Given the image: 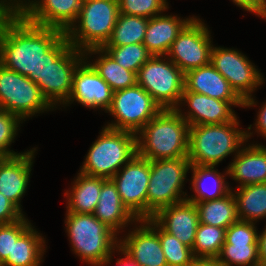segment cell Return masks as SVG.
<instances>
[{
	"label": "cell",
	"mask_w": 266,
	"mask_h": 266,
	"mask_svg": "<svg viewBox=\"0 0 266 266\" xmlns=\"http://www.w3.org/2000/svg\"><path fill=\"white\" fill-rule=\"evenodd\" d=\"M258 248H259V258L260 265L266 266V228L263 233L258 236Z\"/></svg>",
	"instance_id": "43"
},
{
	"label": "cell",
	"mask_w": 266,
	"mask_h": 266,
	"mask_svg": "<svg viewBox=\"0 0 266 266\" xmlns=\"http://www.w3.org/2000/svg\"><path fill=\"white\" fill-rule=\"evenodd\" d=\"M225 235V228L199 223L192 248L193 256L217 258L225 243Z\"/></svg>",
	"instance_id": "34"
},
{
	"label": "cell",
	"mask_w": 266,
	"mask_h": 266,
	"mask_svg": "<svg viewBox=\"0 0 266 266\" xmlns=\"http://www.w3.org/2000/svg\"><path fill=\"white\" fill-rule=\"evenodd\" d=\"M84 53H102L95 63L90 65L101 76V78L111 87L112 91H119L137 84V74L120 66L102 48H91ZM104 53V55H103Z\"/></svg>",
	"instance_id": "29"
},
{
	"label": "cell",
	"mask_w": 266,
	"mask_h": 266,
	"mask_svg": "<svg viewBox=\"0 0 266 266\" xmlns=\"http://www.w3.org/2000/svg\"><path fill=\"white\" fill-rule=\"evenodd\" d=\"M118 250L122 251L123 254H125V258L117 259V264H122L123 266H139V264L131 258L128 254H126L119 246ZM124 259V260H123Z\"/></svg>",
	"instance_id": "45"
},
{
	"label": "cell",
	"mask_w": 266,
	"mask_h": 266,
	"mask_svg": "<svg viewBox=\"0 0 266 266\" xmlns=\"http://www.w3.org/2000/svg\"><path fill=\"white\" fill-rule=\"evenodd\" d=\"M34 150L13 157H0V192L19 210L30 178Z\"/></svg>",
	"instance_id": "20"
},
{
	"label": "cell",
	"mask_w": 266,
	"mask_h": 266,
	"mask_svg": "<svg viewBox=\"0 0 266 266\" xmlns=\"http://www.w3.org/2000/svg\"><path fill=\"white\" fill-rule=\"evenodd\" d=\"M137 134L105 127L92 144L80 173L111 179L137 155Z\"/></svg>",
	"instance_id": "5"
},
{
	"label": "cell",
	"mask_w": 266,
	"mask_h": 266,
	"mask_svg": "<svg viewBox=\"0 0 266 266\" xmlns=\"http://www.w3.org/2000/svg\"><path fill=\"white\" fill-rule=\"evenodd\" d=\"M190 169L193 171L192 186L197 196H194L193 198L187 197V201L191 203H197L216 200L223 198L231 192L229 185L227 186V182L224 180V175H220V173H218L217 170L214 169V166L191 165ZM209 178L213 180L214 185L212 184L213 187H211L214 188L213 190L205 186L207 185L205 182Z\"/></svg>",
	"instance_id": "30"
},
{
	"label": "cell",
	"mask_w": 266,
	"mask_h": 266,
	"mask_svg": "<svg viewBox=\"0 0 266 266\" xmlns=\"http://www.w3.org/2000/svg\"><path fill=\"white\" fill-rule=\"evenodd\" d=\"M39 233L30 226L13 243L12 253L1 266H39L44 253V243Z\"/></svg>",
	"instance_id": "28"
},
{
	"label": "cell",
	"mask_w": 266,
	"mask_h": 266,
	"mask_svg": "<svg viewBox=\"0 0 266 266\" xmlns=\"http://www.w3.org/2000/svg\"><path fill=\"white\" fill-rule=\"evenodd\" d=\"M17 11L29 22L66 33L75 25L83 0H41L19 3Z\"/></svg>",
	"instance_id": "14"
},
{
	"label": "cell",
	"mask_w": 266,
	"mask_h": 266,
	"mask_svg": "<svg viewBox=\"0 0 266 266\" xmlns=\"http://www.w3.org/2000/svg\"><path fill=\"white\" fill-rule=\"evenodd\" d=\"M158 234L167 266H188L194 259L192 249L165 232L152 218L143 220ZM154 226V227H153Z\"/></svg>",
	"instance_id": "33"
},
{
	"label": "cell",
	"mask_w": 266,
	"mask_h": 266,
	"mask_svg": "<svg viewBox=\"0 0 266 266\" xmlns=\"http://www.w3.org/2000/svg\"><path fill=\"white\" fill-rule=\"evenodd\" d=\"M140 222L145 224L131 231L118 246L139 266H167L158 234L146 222Z\"/></svg>",
	"instance_id": "21"
},
{
	"label": "cell",
	"mask_w": 266,
	"mask_h": 266,
	"mask_svg": "<svg viewBox=\"0 0 266 266\" xmlns=\"http://www.w3.org/2000/svg\"><path fill=\"white\" fill-rule=\"evenodd\" d=\"M199 223L227 229L238 219L235 194L231 191L216 200L197 202Z\"/></svg>",
	"instance_id": "27"
},
{
	"label": "cell",
	"mask_w": 266,
	"mask_h": 266,
	"mask_svg": "<svg viewBox=\"0 0 266 266\" xmlns=\"http://www.w3.org/2000/svg\"><path fill=\"white\" fill-rule=\"evenodd\" d=\"M184 91L204 94L222 101H244L211 63L184 74Z\"/></svg>",
	"instance_id": "22"
},
{
	"label": "cell",
	"mask_w": 266,
	"mask_h": 266,
	"mask_svg": "<svg viewBox=\"0 0 266 266\" xmlns=\"http://www.w3.org/2000/svg\"><path fill=\"white\" fill-rule=\"evenodd\" d=\"M217 259L224 266H261L254 222L238 220L230 225L226 229L225 243Z\"/></svg>",
	"instance_id": "15"
},
{
	"label": "cell",
	"mask_w": 266,
	"mask_h": 266,
	"mask_svg": "<svg viewBox=\"0 0 266 266\" xmlns=\"http://www.w3.org/2000/svg\"><path fill=\"white\" fill-rule=\"evenodd\" d=\"M20 121L18 116L0 109V157H13L21 154L9 151L8 148L15 139Z\"/></svg>",
	"instance_id": "38"
},
{
	"label": "cell",
	"mask_w": 266,
	"mask_h": 266,
	"mask_svg": "<svg viewBox=\"0 0 266 266\" xmlns=\"http://www.w3.org/2000/svg\"><path fill=\"white\" fill-rule=\"evenodd\" d=\"M228 166L226 173L240 181V187L249 184L266 183V148L253 145L242 148Z\"/></svg>",
	"instance_id": "23"
},
{
	"label": "cell",
	"mask_w": 266,
	"mask_h": 266,
	"mask_svg": "<svg viewBox=\"0 0 266 266\" xmlns=\"http://www.w3.org/2000/svg\"><path fill=\"white\" fill-rule=\"evenodd\" d=\"M255 124L258 132H260L262 136L266 137V103L259 111L258 120Z\"/></svg>",
	"instance_id": "44"
},
{
	"label": "cell",
	"mask_w": 266,
	"mask_h": 266,
	"mask_svg": "<svg viewBox=\"0 0 266 266\" xmlns=\"http://www.w3.org/2000/svg\"><path fill=\"white\" fill-rule=\"evenodd\" d=\"M71 44L59 29L29 22L18 11L0 29V63L28 77L45 82V71Z\"/></svg>",
	"instance_id": "1"
},
{
	"label": "cell",
	"mask_w": 266,
	"mask_h": 266,
	"mask_svg": "<svg viewBox=\"0 0 266 266\" xmlns=\"http://www.w3.org/2000/svg\"><path fill=\"white\" fill-rule=\"evenodd\" d=\"M66 227L73 251L94 266H104L118 247L116 233L93 214L67 212Z\"/></svg>",
	"instance_id": "4"
},
{
	"label": "cell",
	"mask_w": 266,
	"mask_h": 266,
	"mask_svg": "<svg viewBox=\"0 0 266 266\" xmlns=\"http://www.w3.org/2000/svg\"><path fill=\"white\" fill-rule=\"evenodd\" d=\"M210 63L244 100V107L256 105L251 92L263 83V76L246 56L236 50L212 47Z\"/></svg>",
	"instance_id": "11"
},
{
	"label": "cell",
	"mask_w": 266,
	"mask_h": 266,
	"mask_svg": "<svg viewBox=\"0 0 266 266\" xmlns=\"http://www.w3.org/2000/svg\"><path fill=\"white\" fill-rule=\"evenodd\" d=\"M200 19H193L173 41L167 55L185 74L192 69L210 64L213 45L208 28Z\"/></svg>",
	"instance_id": "12"
},
{
	"label": "cell",
	"mask_w": 266,
	"mask_h": 266,
	"mask_svg": "<svg viewBox=\"0 0 266 266\" xmlns=\"http://www.w3.org/2000/svg\"><path fill=\"white\" fill-rule=\"evenodd\" d=\"M149 18L119 13L110 39L103 47L143 43Z\"/></svg>",
	"instance_id": "32"
},
{
	"label": "cell",
	"mask_w": 266,
	"mask_h": 266,
	"mask_svg": "<svg viewBox=\"0 0 266 266\" xmlns=\"http://www.w3.org/2000/svg\"><path fill=\"white\" fill-rule=\"evenodd\" d=\"M111 179L123 204L138 219H146V197L150 180V160L136 155ZM120 172V173H119Z\"/></svg>",
	"instance_id": "13"
},
{
	"label": "cell",
	"mask_w": 266,
	"mask_h": 266,
	"mask_svg": "<svg viewBox=\"0 0 266 266\" xmlns=\"http://www.w3.org/2000/svg\"><path fill=\"white\" fill-rule=\"evenodd\" d=\"M162 108L140 85L113 92L107 112L117 118L108 128L138 132L154 118Z\"/></svg>",
	"instance_id": "10"
},
{
	"label": "cell",
	"mask_w": 266,
	"mask_h": 266,
	"mask_svg": "<svg viewBox=\"0 0 266 266\" xmlns=\"http://www.w3.org/2000/svg\"><path fill=\"white\" fill-rule=\"evenodd\" d=\"M154 55L137 73V84L143 87L162 109H176L184 91V73L169 59Z\"/></svg>",
	"instance_id": "8"
},
{
	"label": "cell",
	"mask_w": 266,
	"mask_h": 266,
	"mask_svg": "<svg viewBox=\"0 0 266 266\" xmlns=\"http://www.w3.org/2000/svg\"><path fill=\"white\" fill-rule=\"evenodd\" d=\"M105 180L102 177H92L79 173L74 182L73 190H71L72 192H66L65 194L69 195L67 212L93 214Z\"/></svg>",
	"instance_id": "26"
},
{
	"label": "cell",
	"mask_w": 266,
	"mask_h": 266,
	"mask_svg": "<svg viewBox=\"0 0 266 266\" xmlns=\"http://www.w3.org/2000/svg\"><path fill=\"white\" fill-rule=\"evenodd\" d=\"M239 7L266 18V0H233Z\"/></svg>",
	"instance_id": "40"
},
{
	"label": "cell",
	"mask_w": 266,
	"mask_h": 266,
	"mask_svg": "<svg viewBox=\"0 0 266 266\" xmlns=\"http://www.w3.org/2000/svg\"><path fill=\"white\" fill-rule=\"evenodd\" d=\"M118 15V0H83L78 28L72 26L65 35L78 50L102 48L111 37Z\"/></svg>",
	"instance_id": "6"
},
{
	"label": "cell",
	"mask_w": 266,
	"mask_h": 266,
	"mask_svg": "<svg viewBox=\"0 0 266 266\" xmlns=\"http://www.w3.org/2000/svg\"><path fill=\"white\" fill-rule=\"evenodd\" d=\"M120 66L138 73L142 65L148 61L152 54L143 43L128 44L119 47H102Z\"/></svg>",
	"instance_id": "35"
},
{
	"label": "cell",
	"mask_w": 266,
	"mask_h": 266,
	"mask_svg": "<svg viewBox=\"0 0 266 266\" xmlns=\"http://www.w3.org/2000/svg\"><path fill=\"white\" fill-rule=\"evenodd\" d=\"M152 219L169 234L175 236L189 248H193L199 225L195 203L187 200L160 209Z\"/></svg>",
	"instance_id": "19"
},
{
	"label": "cell",
	"mask_w": 266,
	"mask_h": 266,
	"mask_svg": "<svg viewBox=\"0 0 266 266\" xmlns=\"http://www.w3.org/2000/svg\"><path fill=\"white\" fill-rule=\"evenodd\" d=\"M83 54V51L70 45L53 63L49 64L45 71V82L36 83L53 106L57 102L64 104L70 97L73 74L78 65L83 62Z\"/></svg>",
	"instance_id": "16"
},
{
	"label": "cell",
	"mask_w": 266,
	"mask_h": 266,
	"mask_svg": "<svg viewBox=\"0 0 266 266\" xmlns=\"http://www.w3.org/2000/svg\"><path fill=\"white\" fill-rule=\"evenodd\" d=\"M50 107L36 83L0 63V109L23 120Z\"/></svg>",
	"instance_id": "9"
},
{
	"label": "cell",
	"mask_w": 266,
	"mask_h": 266,
	"mask_svg": "<svg viewBox=\"0 0 266 266\" xmlns=\"http://www.w3.org/2000/svg\"><path fill=\"white\" fill-rule=\"evenodd\" d=\"M235 194L239 220L253 223L266 217V183L241 186Z\"/></svg>",
	"instance_id": "31"
},
{
	"label": "cell",
	"mask_w": 266,
	"mask_h": 266,
	"mask_svg": "<svg viewBox=\"0 0 266 266\" xmlns=\"http://www.w3.org/2000/svg\"><path fill=\"white\" fill-rule=\"evenodd\" d=\"M192 19L181 20L179 17L170 15H158L150 18L143 44L152 56H163L164 54L166 56L173 41Z\"/></svg>",
	"instance_id": "24"
},
{
	"label": "cell",
	"mask_w": 266,
	"mask_h": 266,
	"mask_svg": "<svg viewBox=\"0 0 266 266\" xmlns=\"http://www.w3.org/2000/svg\"><path fill=\"white\" fill-rule=\"evenodd\" d=\"M9 4L10 2L6 4L3 0L0 1V29L17 12V4Z\"/></svg>",
	"instance_id": "41"
},
{
	"label": "cell",
	"mask_w": 266,
	"mask_h": 266,
	"mask_svg": "<svg viewBox=\"0 0 266 266\" xmlns=\"http://www.w3.org/2000/svg\"><path fill=\"white\" fill-rule=\"evenodd\" d=\"M31 226L24 216L12 223L0 224V264L11 255L13 243Z\"/></svg>",
	"instance_id": "37"
},
{
	"label": "cell",
	"mask_w": 266,
	"mask_h": 266,
	"mask_svg": "<svg viewBox=\"0 0 266 266\" xmlns=\"http://www.w3.org/2000/svg\"><path fill=\"white\" fill-rule=\"evenodd\" d=\"M237 118L223 124L189 126L188 159L194 166H215L239 151L250 133L239 130ZM238 149V150H237Z\"/></svg>",
	"instance_id": "3"
},
{
	"label": "cell",
	"mask_w": 266,
	"mask_h": 266,
	"mask_svg": "<svg viewBox=\"0 0 266 266\" xmlns=\"http://www.w3.org/2000/svg\"><path fill=\"white\" fill-rule=\"evenodd\" d=\"M9 199L0 192V224L15 222L23 217L21 212Z\"/></svg>",
	"instance_id": "39"
},
{
	"label": "cell",
	"mask_w": 266,
	"mask_h": 266,
	"mask_svg": "<svg viewBox=\"0 0 266 266\" xmlns=\"http://www.w3.org/2000/svg\"><path fill=\"white\" fill-rule=\"evenodd\" d=\"M181 101H186L191 111L188 112L189 114L187 116H184L178 107L176 110L189 126L231 122L236 118L231 106L236 105L244 107V101H222L191 91H183L180 102Z\"/></svg>",
	"instance_id": "18"
},
{
	"label": "cell",
	"mask_w": 266,
	"mask_h": 266,
	"mask_svg": "<svg viewBox=\"0 0 266 266\" xmlns=\"http://www.w3.org/2000/svg\"><path fill=\"white\" fill-rule=\"evenodd\" d=\"M112 98L111 87L90 64L83 60L74 71L72 92L65 104L75 99L83 106L93 109L102 107L107 111Z\"/></svg>",
	"instance_id": "17"
},
{
	"label": "cell",
	"mask_w": 266,
	"mask_h": 266,
	"mask_svg": "<svg viewBox=\"0 0 266 266\" xmlns=\"http://www.w3.org/2000/svg\"><path fill=\"white\" fill-rule=\"evenodd\" d=\"M119 13L152 18L167 9L166 0H118Z\"/></svg>",
	"instance_id": "36"
},
{
	"label": "cell",
	"mask_w": 266,
	"mask_h": 266,
	"mask_svg": "<svg viewBox=\"0 0 266 266\" xmlns=\"http://www.w3.org/2000/svg\"><path fill=\"white\" fill-rule=\"evenodd\" d=\"M93 215L115 233L128 222L139 221L123 204L112 179L103 182Z\"/></svg>",
	"instance_id": "25"
},
{
	"label": "cell",
	"mask_w": 266,
	"mask_h": 266,
	"mask_svg": "<svg viewBox=\"0 0 266 266\" xmlns=\"http://www.w3.org/2000/svg\"><path fill=\"white\" fill-rule=\"evenodd\" d=\"M188 266H224L217 258L194 257Z\"/></svg>",
	"instance_id": "42"
},
{
	"label": "cell",
	"mask_w": 266,
	"mask_h": 266,
	"mask_svg": "<svg viewBox=\"0 0 266 266\" xmlns=\"http://www.w3.org/2000/svg\"><path fill=\"white\" fill-rule=\"evenodd\" d=\"M190 167L188 157L150 161L146 219L152 218L162 208L186 200L180 193Z\"/></svg>",
	"instance_id": "7"
},
{
	"label": "cell",
	"mask_w": 266,
	"mask_h": 266,
	"mask_svg": "<svg viewBox=\"0 0 266 266\" xmlns=\"http://www.w3.org/2000/svg\"><path fill=\"white\" fill-rule=\"evenodd\" d=\"M138 133L137 155L144 159L188 157L189 124L176 109H162Z\"/></svg>",
	"instance_id": "2"
}]
</instances>
